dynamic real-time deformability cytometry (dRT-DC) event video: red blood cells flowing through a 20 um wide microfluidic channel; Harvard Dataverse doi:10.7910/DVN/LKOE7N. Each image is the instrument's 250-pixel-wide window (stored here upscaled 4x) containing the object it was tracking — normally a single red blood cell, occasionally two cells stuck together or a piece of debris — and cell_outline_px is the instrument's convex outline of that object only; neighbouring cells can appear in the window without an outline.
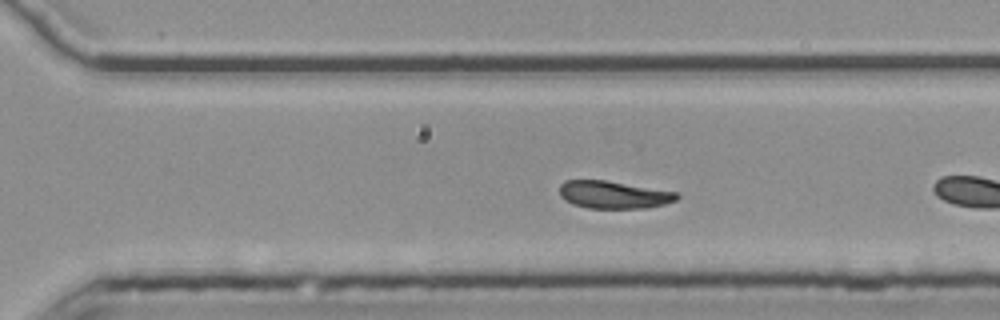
{"species": "common noctule bat (a hibernating species)", "species_latin": "Nyctalus noctula", "temperature_condition": "room temperature", "stored_images_in_passage": 34, "camera_frame_rate_fps": 3000, "um_per_image_px": 0.085, "animal": {"sex": "female", "body_mass_g": 25.1}, "frame": {"image": 1, "passage_image": 20, "time_ms": 6.333, "image_size_px": [1000, 320], "cell_outline_px": [[680, 196], [676, 200], [664, 204], [648, 208], [588, 208], [572, 204], [564, 200], [560, 196], [560, 184], [564, 180], [604, 180], [676, 192]], "centroid_in_image_um": [52.12, 16.55], "position_along_channel_um": 318.5, "area_um2": 18.79}, "authors_computed_cell_mechanics": {"area_um2": 19.3919, "velocity_mm_per_s": 3.7577, "shape_relaxation_time_tau1_ms": 7.6526, "shape_relaxation_time_tau2_ms": 5.8873, "deformation_change_tau1": 0.1703, "deformation_change_tau2": 0.1048}}